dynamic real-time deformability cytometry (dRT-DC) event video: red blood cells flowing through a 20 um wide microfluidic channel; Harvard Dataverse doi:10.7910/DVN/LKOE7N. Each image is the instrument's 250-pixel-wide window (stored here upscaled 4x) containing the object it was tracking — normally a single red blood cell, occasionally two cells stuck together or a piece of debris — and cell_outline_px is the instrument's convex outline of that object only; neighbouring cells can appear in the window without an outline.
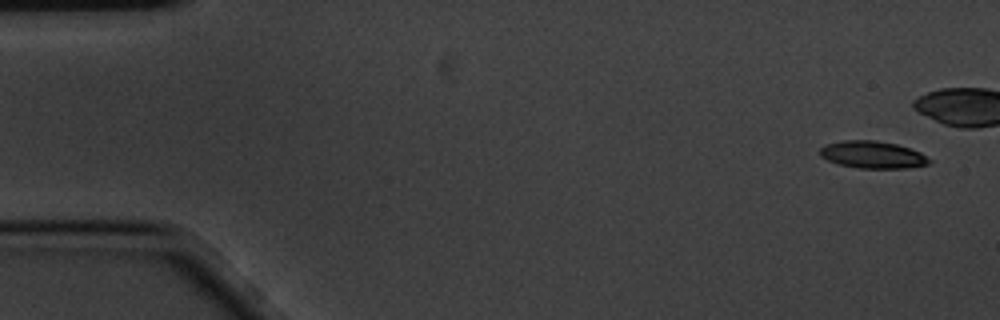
{"species": "common noctule bat (a hibernating species)", "species_latin": "Nyctalus noctula", "temperature_condition": "cold", "stored_images_in_passage": 6, "camera_frame_rate_fps": 3000, "um_per_image_px": 0.085, "animal": {"sex": "male", "body_mass_g": 20.1, "forearm_length_mm": 53.5}, "frame": {"image": 1, "passage_image": 1, "time_ms": 0.0, "image_size_px": [1000, 320], "cell_outline_px": [[932, 160], [928, 164], [908, 168], [860, 168], [840, 164], [828, 160], [820, 156], [820, 148], [824, 144], [840, 140], [876, 140], [896, 144], [920, 152]], "centroid_in_image_um": [74.15, 13.14], "position_along_channel_um": 10.8, "area_um2": 17.34}}
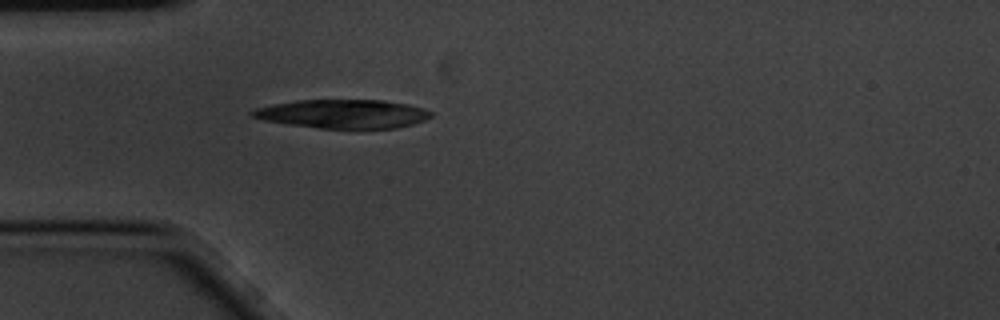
{"frame": {"image": 2, "passage_image": 6, "time_ms": 1.667, "image_size_px": [1000, 320], "cell_outline_px": [[432, 116], [424, 120], [412, 124], [396, 128], [320, 128], [288, 124], [264, 120], [252, 116], [248, 112], [256, 108], [296, 100], [384, 100], [408, 104], [424, 108], [432, 112]], "centroid_in_image_um": [29.17, 9.67], "position_along_channel_um": 55.8, "area_um2": 29.77}}